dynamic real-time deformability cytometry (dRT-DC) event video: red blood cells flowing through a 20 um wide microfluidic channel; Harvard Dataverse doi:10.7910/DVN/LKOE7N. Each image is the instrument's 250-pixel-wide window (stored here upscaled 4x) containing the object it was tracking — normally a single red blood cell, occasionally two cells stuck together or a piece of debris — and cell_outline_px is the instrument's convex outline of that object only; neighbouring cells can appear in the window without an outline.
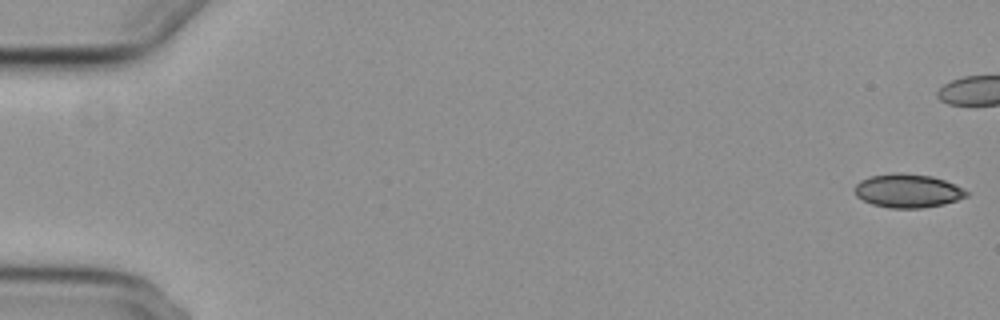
{"species": "common noctule bat (a hibernating species)", "species_latin": "Nyctalus noctula", "temperature_condition": "cold", "stored_images_in_passage": 45, "camera_frame_rate_fps": 3000, "um_per_image_px": 0.085, "animal": {"sex": "female", "body_mass_g": 29.2, "forearm_length_mm": 56.3}, "frame": {"image": 1, "passage_image": 1, "time_ms": 0.0, "image_size_px": [1000, 320], "cell_outline_px": [[968, 196], [944, 204], [920, 208], [888, 208], [872, 204], [856, 196], [852, 188], [860, 180], [872, 176], [896, 172], [932, 176], [944, 180], [964, 188], [968, 192]], "centroid_in_image_um": [77.14, 16.22], "position_along_channel_um": 7.9, "area_um2": 21.96}}
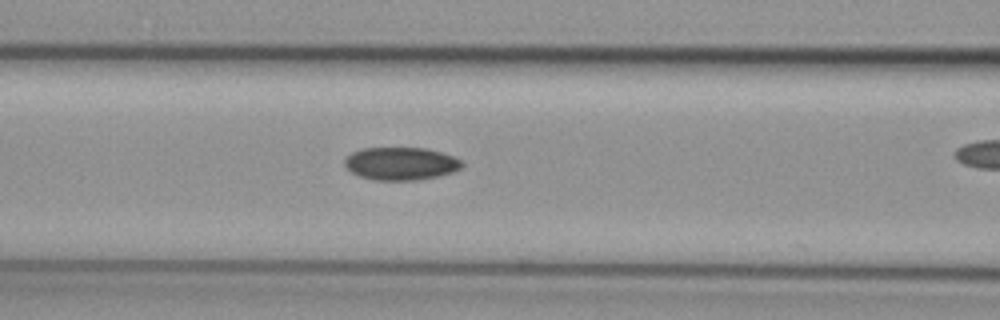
{"frame": {"image": 2, "passage_image": 24, "time_ms": 7.667, "image_size_px": [1000, 320], "cell_outline_px": [[464, 164], [460, 168], [452, 172], [436, 176], [416, 180], [376, 180], [360, 176], [352, 172], [344, 164], [344, 160], [352, 152], [364, 148], [424, 148], [440, 152], [452, 156], [460, 160]], "centroid_in_image_um": [34.06, 13.9], "position_along_channel_um": 132.5, "area_um2": 22.14}}
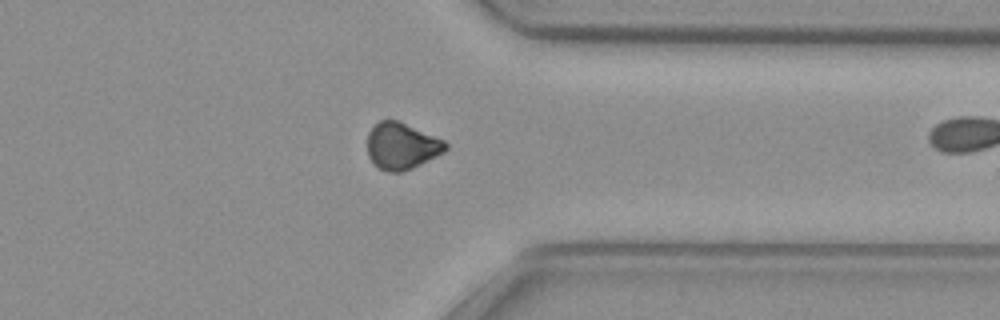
{"frame": {"image": 3, "passage_image": 44, "time_ms": 14.333, "image_size_px": [1000, 320], "cell_outline_px": [[448, 148], [444, 152], [412, 168], [400, 172], [388, 172], [380, 168], [368, 156], [368, 132], [380, 120], [400, 120], [444, 140], [448, 144]], "centroid_in_image_um": [34.16, 12.39], "position_along_channel_um": 377.2, "area_um2": 21.15}}